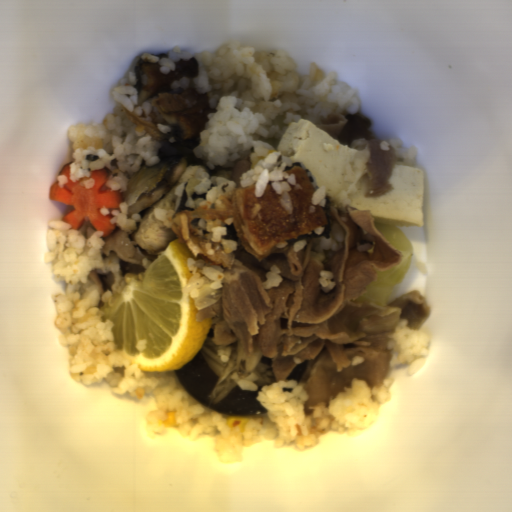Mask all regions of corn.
Returning <instances> with one entry per match:
<instances>
[{"label":"corn","instance_id":"corn-1","mask_svg":"<svg viewBox=\"0 0 512 512\" xmlns=\"http://www.w3.org/2000/svg\"><path fill=\"white\" fill-rule=\"evenodd\" d=\"M227 425L230 428L239 427L240 431L243 433L245 432L246 425L250 421V416H224Z\"/></svg>","mask_w":512,"mask_h":512},{"label":"corn","instance_id":"corn-2","mask_svg":"<svg viewBox=\"0 0 512 512\" xmlns=\"http://www.w3.org/2000/svg\"><path fill=\"white\" fill-rule=\"evenodd\" d=\"M165 420H158V425H162L165 429L177 428L179 425L176 424L177 409L167 410L165 413Z\"/></svg>","mask_w":512,"mask_h":512}]
</instances>
